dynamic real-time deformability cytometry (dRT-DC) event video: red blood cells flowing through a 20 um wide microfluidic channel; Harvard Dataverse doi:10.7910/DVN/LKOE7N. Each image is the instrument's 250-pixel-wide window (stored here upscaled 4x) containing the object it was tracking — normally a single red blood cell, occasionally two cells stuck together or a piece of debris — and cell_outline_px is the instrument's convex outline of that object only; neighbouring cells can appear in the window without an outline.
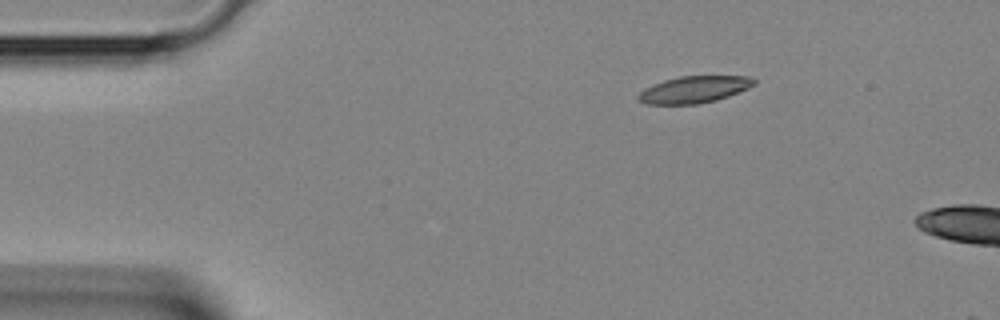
{"species": "Egyptian fruit bat (a non-hibernating species)", "species_latin": "Rousettus aegyptiacus", "temperature_condition": "room temperature", "stored_images_in_passage": 4, "camera_frame_rate_fps": 3000, "um_per_image_px": 0.085, "animal": {"sex": "female"}, "frame": {"image": 1, "passage_image": 1, "time_ms": 0.0, "image_size_px": [1000, 320], "cell_outline_px": [[756, 84], [748, 88], [728, 96], [716, 100], [696, 104], [644, 104], [636, 96], [644, 88], [664, 80], [680, 76], [748, 76], [756, 80]], "centroid_in_image_um": [58.99, 7.6], "position_along_channel_um": 26.0, "area_um2": 18.03}}